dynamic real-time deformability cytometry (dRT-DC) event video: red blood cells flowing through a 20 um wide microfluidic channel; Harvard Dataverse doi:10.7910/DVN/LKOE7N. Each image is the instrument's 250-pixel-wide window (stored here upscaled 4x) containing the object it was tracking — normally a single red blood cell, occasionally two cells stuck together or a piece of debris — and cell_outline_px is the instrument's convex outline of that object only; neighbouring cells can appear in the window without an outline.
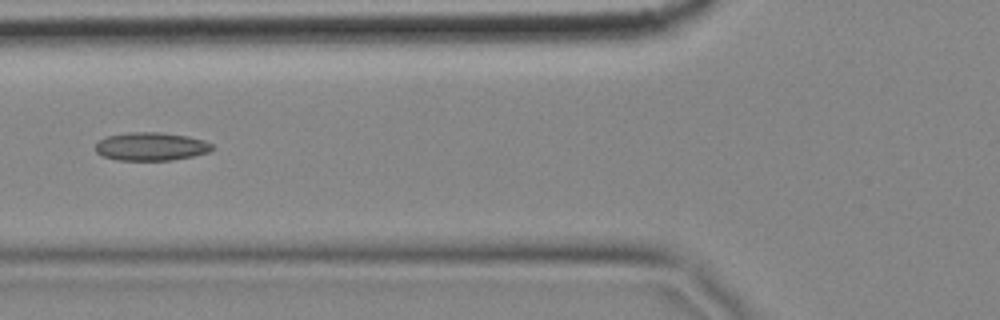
{"species": "common noctule bat (a hibernating species)", "species_latin": "Nyctalus noctula", "temperature_condition": "cold", "stored_images_in_passage": 7, "camera_frame_rate_fps": 3000, "um_per_image_px": 0.085, "animal": {"sex": "female", "body_mass_g": 18.4}, "frame": {"image": 1, "passage_image": 6, "time_ms": 1.667, "image_size_px": [1000, 320], "cell_outline_px": [[212, 152], [172, 160], [120, 160], [104, 156], [96, 152], [96, 144], [104, 136], [128, 132], [160, 132], [188, 136], [204, 140], [212, 144]], "centroid_in_image_um": [12.85, 12.44], "position_along_channel_um": 112.9, "area_um2": 19.25}}
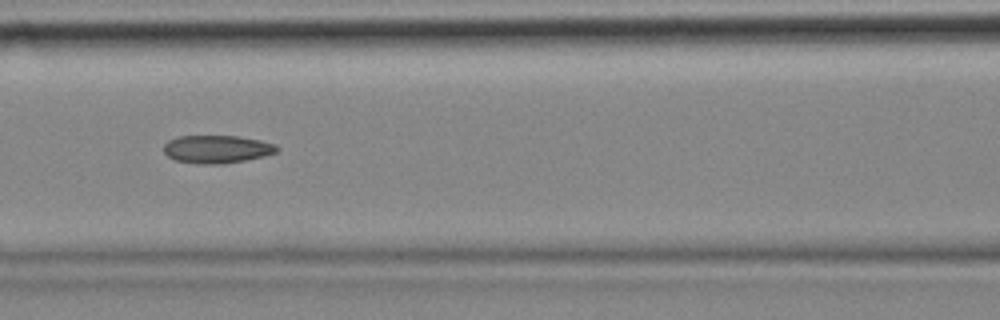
{"frame": {"image": 2, "passage_image": 7, "time_ms": 2.0, "image_size_px": [1000, 320], "cell_outline_px": [[280, 148], [276, 152], [264, 156], [244, 160], [220, 164], [196, 164], [176, 160], [168, 156], [164, 152], [164, 144], [168, 140], [180, 136], [236, 136], [260, 140], [276, 144]], "centroid_in_image_um": [18.44, 12.68], "position_along_channel_um": 148.2, "area_um2": 18.38}}